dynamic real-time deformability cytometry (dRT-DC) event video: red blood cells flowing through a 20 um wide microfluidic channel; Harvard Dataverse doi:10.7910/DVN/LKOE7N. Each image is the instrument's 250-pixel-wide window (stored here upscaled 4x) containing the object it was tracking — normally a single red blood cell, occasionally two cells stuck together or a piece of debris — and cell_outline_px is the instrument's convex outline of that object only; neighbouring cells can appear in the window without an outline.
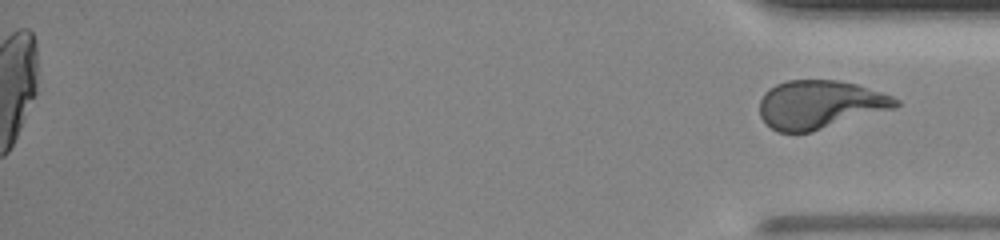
{"species": "human", "species_latin": "Homo sapiens", "temperature_condition": "room temperature", "stored_images_in_passage": 55, "segment_of_instrument_passage": [2, 2], "camera_frame_rate_fps": 3000, "um_per_image_px": 0.085, "donor": {"sex": "male"}, "frame": {"image": 1, "passage_image": 55, "time_ms": 18.0, "image_size_px": [1000, 240], "cell_outline_px": [[900, 104], [896, 108], [812, 132], [776, 132], [760, 116], [760, 100], [764, 92], [776, 84], [788, 80], [836, 80], [856, 84], [892, 96], [900, 100]], "centroid_in_image_um": [69.7, 8.89], "position_along_channel_um": 365.5, "area_um2": 38.38}}